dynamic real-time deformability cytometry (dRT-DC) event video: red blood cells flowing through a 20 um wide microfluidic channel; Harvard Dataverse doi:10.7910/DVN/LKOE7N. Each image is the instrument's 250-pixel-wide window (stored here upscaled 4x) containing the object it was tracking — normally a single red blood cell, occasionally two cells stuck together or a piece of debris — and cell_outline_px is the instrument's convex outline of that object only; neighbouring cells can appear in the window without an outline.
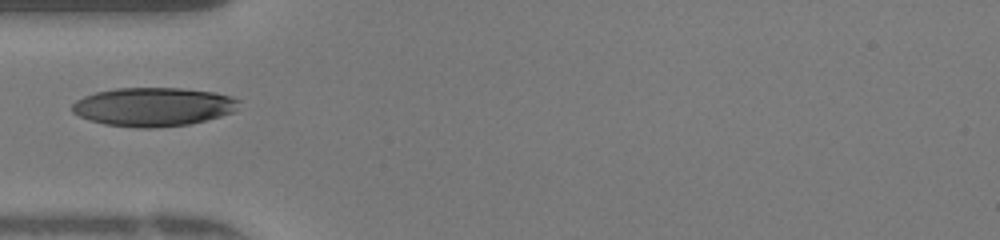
{"species": "human", "species_latin": "Homo sapiens", "temperature_condition": "warm", "stored_images_in_passage": 5, "camera_frame_rate_fps": 3000, "um_per_image_px": 0.085, "donor": {"sex": "female"}, "frame": {"image": 1, "passage_image": 1, "time_ms": 0.0, "image_size_px": [1000, 240], "cell_outline_px": [[240, 100], [232, 112], [220, 116], [188, 124], [152, 128], [136, 128], [104, 124], [88, 120], [72, 112], [72, 104], [76, 100], [84, 96], [96, 92], [116, 88], [180, 88], [212, 92], [232, 96]], "centroid_in_image_um": [12.98, 9.08], "position_along_channel_um": 72.0, "area_um2": 37.45}}